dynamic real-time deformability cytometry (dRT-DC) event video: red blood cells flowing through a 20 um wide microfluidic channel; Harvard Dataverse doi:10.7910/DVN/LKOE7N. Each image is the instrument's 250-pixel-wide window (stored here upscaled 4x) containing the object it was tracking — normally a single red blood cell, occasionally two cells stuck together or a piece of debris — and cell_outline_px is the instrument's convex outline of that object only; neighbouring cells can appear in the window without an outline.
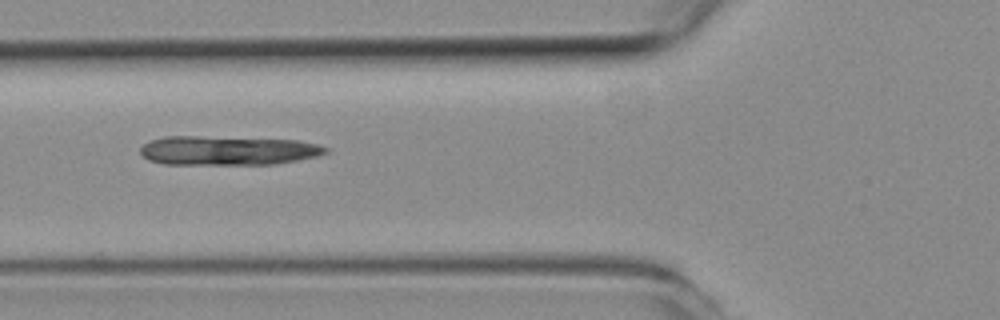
{"species": "common noctule bat (a hibernating species)", "species_latin": "Nyctalus noctula", "temperature_condition": "room temperature", "stored_images_in_passage": 7, "camera_frame_rate_fps": 3000, "um_per_image_px": 0.085, "animal": {"sex": "female", "body_mass_g": 19.3, "forearm_length_mm": 54.1}, "frame": {"image": 1, "passage_image": 4, "time_ms": 1.0, "image_size_px": [1000, 320], "cell_outline_px": [[328, 152], [316, 156], [296, 160], [272, 164], [164, 164], [148, 160], [140, 152], [140, 148], [144, 144], [152, 140], [164, 136], [200, 136], [300, 140], [316, 144], [328, 148]], "centroid_in_image_um": [19.34, 12.79], "position_along_channel_um": 106.5, "area_um2": 31.44}}